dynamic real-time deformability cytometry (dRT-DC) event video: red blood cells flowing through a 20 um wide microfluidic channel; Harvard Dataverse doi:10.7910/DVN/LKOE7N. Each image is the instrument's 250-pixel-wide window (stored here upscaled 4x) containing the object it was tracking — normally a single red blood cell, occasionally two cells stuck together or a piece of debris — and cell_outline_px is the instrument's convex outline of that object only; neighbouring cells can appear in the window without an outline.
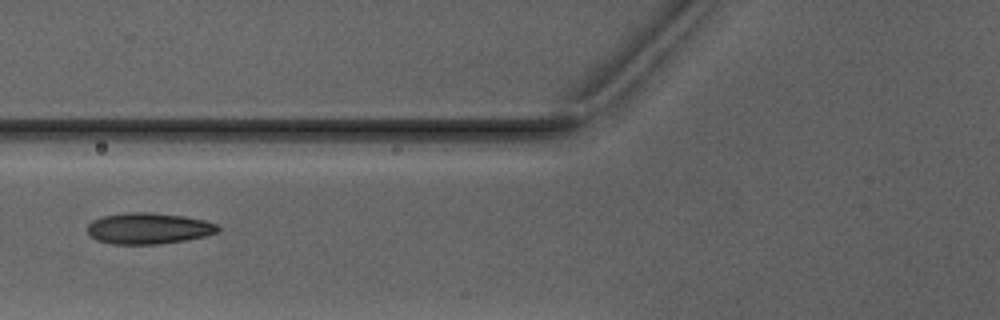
{"species": "Egyptian fruit bat (a non-hibernating species)", "species_latin": "Rousettus aegyptiacus", "temperature_condition": "warm", "stored_images_in_passage": 4, "camera_frame_rate_fps": 3000, "um_per_image_px": 0.085, "animal": {"sex": "male"}, "frame": {"image": 1, "passage_image": 3, "time_ms": 2.333, "image_size_px": [1000, 320], "cell_outline_px": [[220, 228], [216, 232], [204, 236], [184, 240], [160, 244], [112, 244], [96, 240], [88, 232], [88, 224], [92, 220], [104, 216], [124, 212], [152, 212], [184, 216], [204, 220], [216, 224]], "centroid_in_image_um": [12.6, 19.41], "position_along_channel_um": 113.2, "area_um2": 23.64}}
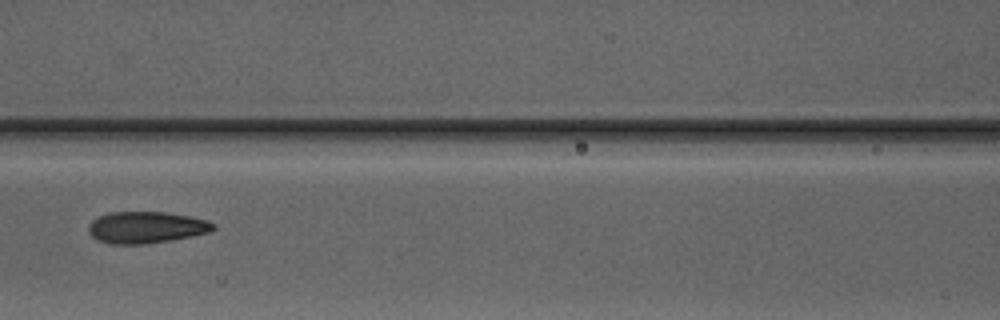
{"frame": {"image": 2, "passage_image": 4, "time_ms": 3.333, "image_size_px": [1000, 320], "cell_outline_px": [[216, 228], [208, 232], [192, 236], [144, 244], [112, 244], [100, 240], [92, 236], [88, 232], [88, 224], [92, 220], [108, 212], [164, 212], [188, 216], [208, 220], [216, 224]], "centroid_in_image_um": [12.42, 19.32], "position_along_channel_um": 154.2, "area_um2": 22.89}}